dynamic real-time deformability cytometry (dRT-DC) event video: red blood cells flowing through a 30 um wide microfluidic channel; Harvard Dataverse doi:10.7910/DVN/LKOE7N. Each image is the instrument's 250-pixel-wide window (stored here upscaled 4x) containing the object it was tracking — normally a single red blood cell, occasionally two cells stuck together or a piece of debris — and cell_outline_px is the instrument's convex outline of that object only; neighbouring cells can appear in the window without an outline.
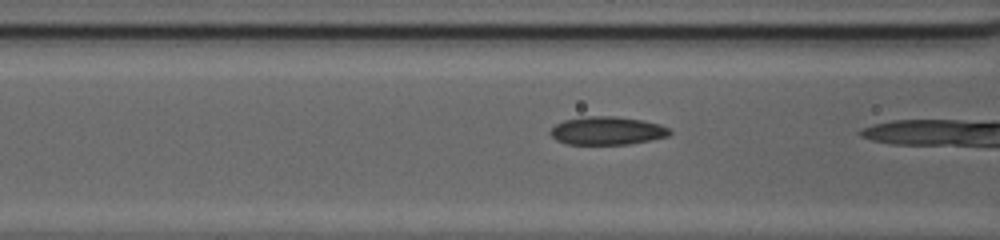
{"species": "common noctule bat (a hibernating species)", "species_latin": "Nyctalus noctula", "temperature_condition": "cold", "stored_images_in_passage": 22, "camera_frame_rate_fps": 3000, "um_per_image_px": 0.085, "animal": {"sex": "female", "body_mass_g": 20.0, "forearm_length_mm": 54.0}, "frame": {"image": 1, "passage_image": 21, "time_ms": 6.667, "image_size_px": [1000, 240], "cell_outline_px": [[672, 132], [668, 136], [652, 140], [628, 144], [568, 144], [556, 140], [548, 132], [556, 124], [564, 120], [580, 116], [616, 116], [644, 120], [660, 124], [668, 128]], "centroid_in_image_um": [51.61, 11.1], "position_along_channel_um": 115.0, "area_um2": 19.77}}